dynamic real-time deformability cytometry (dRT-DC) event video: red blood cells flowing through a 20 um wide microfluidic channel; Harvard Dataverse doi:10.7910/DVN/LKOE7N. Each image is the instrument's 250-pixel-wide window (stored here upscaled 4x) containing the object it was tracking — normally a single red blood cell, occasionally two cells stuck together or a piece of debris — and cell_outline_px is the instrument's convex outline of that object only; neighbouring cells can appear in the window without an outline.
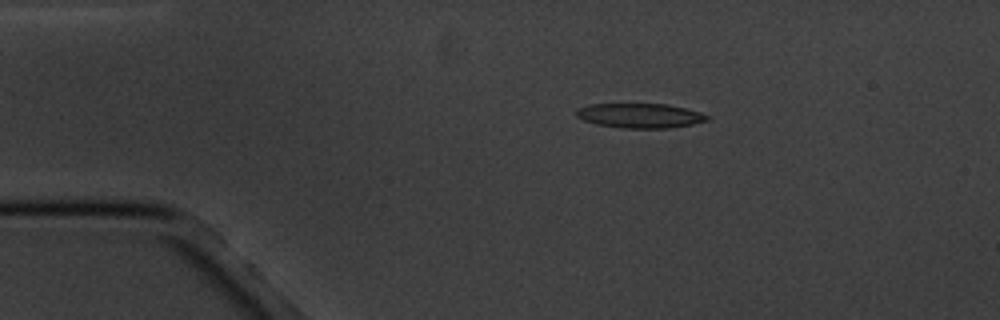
{"species": "common noctule bat (a hibernating species)", "species_latin": "Nyctalus noctula", "temperature_condition": "cold", "stored_images_in_passage": 4, "camera_frame_rate_fps": 3000, "um_per_image_px": 0.085, "animal": {"sex": "male", "body_mass_g": 20.1, "forearm_length_mm": 53.5}, "frame": {"image": 1, "passage_image": 1, "time_ms": 0.0, "image_size_px": [1000, 320], "cell_outline_px": [[712, 116], [708, 120], [692, 124], [668, 128], [620, 128], [596, 124], [584, 120], [576, 116], [576, 108], [588, 104], [668, 104], [700, 112]], "centroid_in_image_um": [54.39, 9.83], "position_along_channel_um": 30.6, "area_um2": 18.84}}
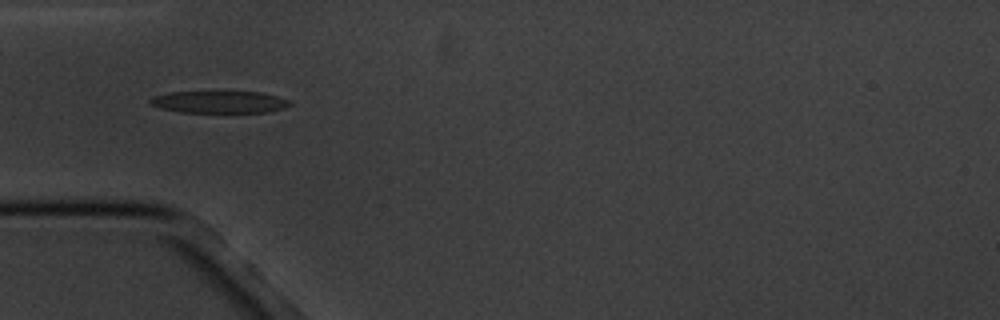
{"frame": {"image": 2, "passage_image": 3, "time_ms": 2.333, "image_size_px": [1000, 320], "cell_outline_px": [[292, 104], [284, 108], [268, 112], [180, 112], [160, 108], [148, 104], [148, 100], [152, 96], [172, 92], [260, 92], [276, 96], [288, 100]], "centroid_in_image_um": [18.6, 8.67], "position_along_channel_um": 66.4, "area_um2": 17.92}}
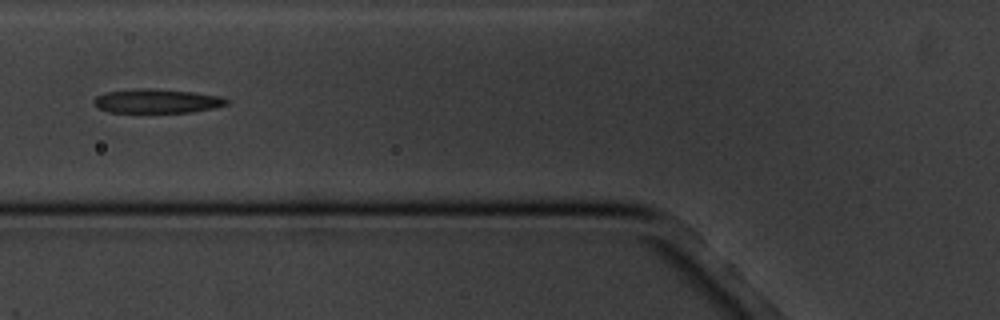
{"frame": {"image": 3, "passage_image": 4, "time_ms": 3.667, "image_size_px": [1000, 320], "cell_outline_px": [[228, 104], [212, 108], [192, 112], [108, 112], [96, 108], [92, 104], [92, 100], [96, 96], [104, 92], [136, 88], [152, 88], [192, 92], [220, 96], [228, 100]], "centroid_in_image_um": [13.25, 8.58], "position_along_channel_um": 112.6, "area_um2": 18.79}}